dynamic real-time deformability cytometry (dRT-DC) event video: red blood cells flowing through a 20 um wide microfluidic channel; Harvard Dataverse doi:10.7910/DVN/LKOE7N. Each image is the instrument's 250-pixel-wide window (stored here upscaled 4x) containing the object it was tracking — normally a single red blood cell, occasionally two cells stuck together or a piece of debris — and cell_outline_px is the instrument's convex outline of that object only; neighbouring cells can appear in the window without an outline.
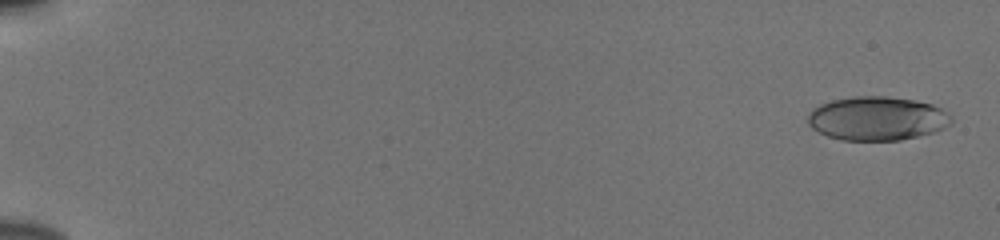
{"species": "human", "species_latin": "Homo sapiens", "temperature_condition": "cold", "stored_images_in_passage": 55, "camera_frame_rate_fps": 3000, "um_per_image_px": 0.085, "donor": {"sex": "male"}, "frame": {"image": 1, "passage_image": 2, "time_ms": 0.333, "image_size_px": [1000, 240], "cell_outline_px": [[952, 124], [936, 132], [900, 140], [840, 140], [828, 136], [812, 128], [808, 124], [808, 116], [820, 104], [832, 100], [856, 96], [884, 96], [912, 100], [932, 104], [948, 112], [952, 116]], "centroid_in_image_um": [74.6, 10.08], "position_along_channel_um": 10.4, "area_um2": 36.59}}
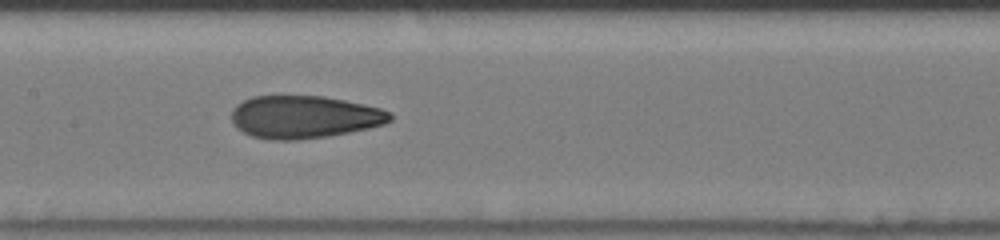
{"frame": {"image": 2, "passage_image": 30, "time_ms": 9.667, "image_size_px": [1000, 240], "cell_outline_px": [[392, 120], [384, 124], [368, 128], [328, 136], [296, 140], [272, 140], [252, 136], [236, 128], [232, 124], [232, 112], [236, 104], [252, 96], [324, 96], [364, 104], [380, 108], [392, 112]], "centroid_in_image_um": [25.85, 9.94], "position_along_channel_um": 181.5, "area_um2": 39.48}}
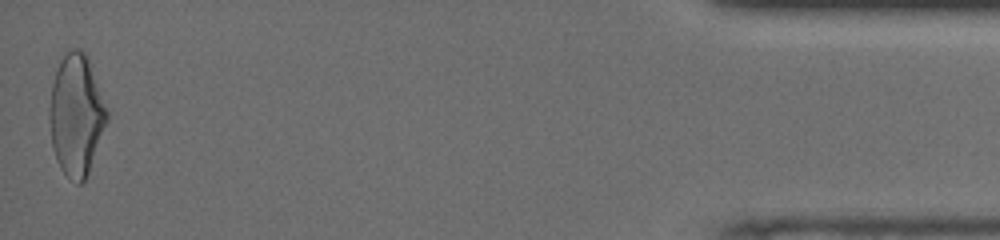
{"frame": {"image": 3, "passage_image": 55, "time_ms": 18.0, "image_size_px": [1000, 240], "cell_outline_px": [[108, 120], [88, 172], [84, 180], [80, 184], [76, 184], [68, 180], [60, 168], [56, 160], [52, 148], [48, 116], [52, 84], [60, 60], [72, 48], [80, 48], [88, 56], [108, 112]], "centroid_in_image_um": [6.47, 9.8], "position_along_channel_um": 428.7, "area_um2": 40.69}, "authors_computed_cell_mechanics": {"area_um2": 38.3792, "velocity_mm_per_s": 3.8641, "shape_relaxation_time_tau1_ms": 6.1988, "shape_relaxation_time_tau2_ms": 1.5678, "deformation_change_tau1": 0.1753, "deformation_change_tau2": 0.0845}}